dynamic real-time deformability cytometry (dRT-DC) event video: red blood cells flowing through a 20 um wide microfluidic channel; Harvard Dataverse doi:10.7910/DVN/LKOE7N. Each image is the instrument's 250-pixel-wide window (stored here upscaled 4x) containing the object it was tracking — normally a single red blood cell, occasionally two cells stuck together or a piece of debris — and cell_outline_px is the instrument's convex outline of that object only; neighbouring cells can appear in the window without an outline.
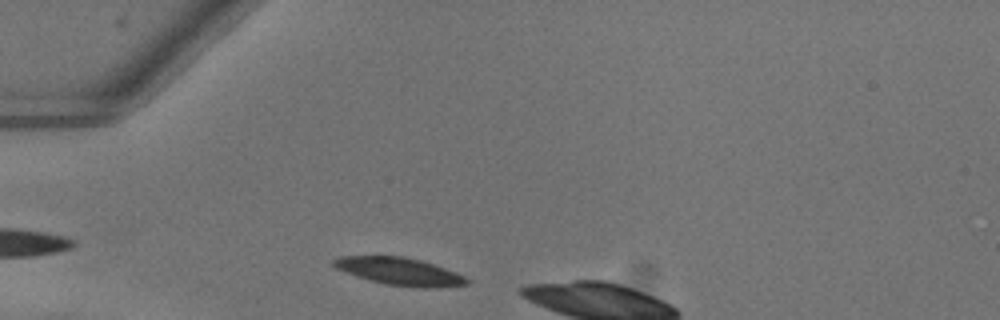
{"species": "common noctule bat (a hibernating species)", "species_latin": "Nyctalus noctula", "temperature_condition": "warm", "stored_images_in_passage": 7, "camera_frame_rate_fps": 3000, "um_per_image_px": 0.085, "animal": {"sex": "female"}, "frame": {"image": 1, "passage_image": 2, "time_ms": 0.333, "image_size_px": [1000, 320], "cell_outline_px": [[468, 284], [436, 288], [420, 288], [384, 284], [356, 276], [336, 268], [332, 264], [332, 260], [340, 256], [404, 256], [420, 260], [456, 272], [464, 276], [468, 280]], "centroid_in_image_um": [33.95, 23.07], "position_along_channel_um": 51.0, "area_um2": 21.27}}